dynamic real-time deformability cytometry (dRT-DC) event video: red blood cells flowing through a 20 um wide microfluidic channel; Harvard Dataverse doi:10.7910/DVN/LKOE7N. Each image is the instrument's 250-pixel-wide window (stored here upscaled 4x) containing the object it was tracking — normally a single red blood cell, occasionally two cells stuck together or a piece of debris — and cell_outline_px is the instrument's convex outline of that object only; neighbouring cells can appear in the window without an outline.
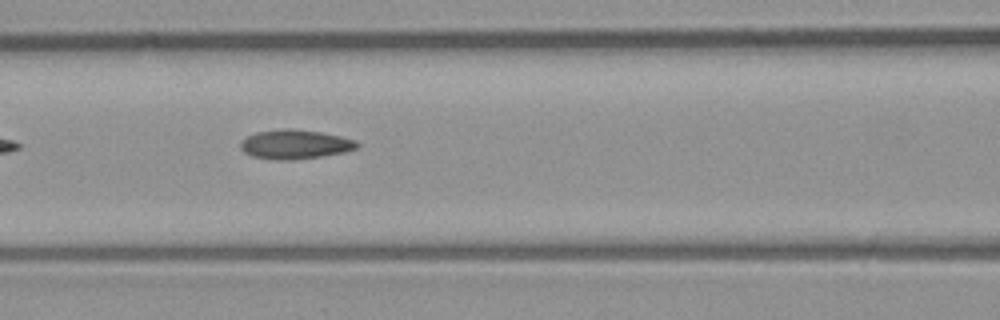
{"species": "common noctule bat (a hibernating species)", "species_latin": "Nyctalus noctula", "temperature_condition": "room temperature", "stored_images_in_passage": 6, "camera_frame_rate_fps": 3000, "um_per_image_px": 0.085, "animal": {"sex": "male", "body_mass_g": 23.1, "forearm_length_mm": 52.7}, "frame": {"image": 1, "passage_image": 5, "time_ms": 1.333, "image_size_px": [1000, 320], "cell_outline_px": [[360, 144], [356, 148], [344, 152], [320, 156], [292, 160], [276, 160], [252, 156], [244, 152], [240, 148], [240, 140], [256, 132], [284, 128], [292, 128], [320, 132], [340, 136], [356, 140]], "centroid_in_image_um": [25.05, 12.26], "position_along_channel_um": 141.5, "area_um2": 19.88}}
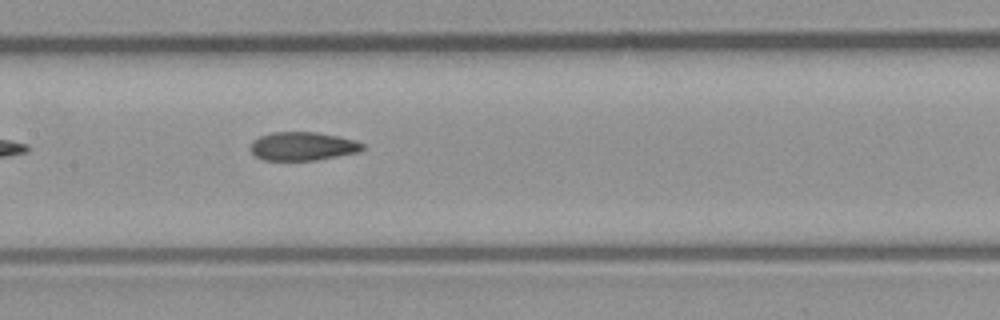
{"frame": {"image": 2, "passage_image": 6, "time_ms": 1.667, "image_size_px": [1000, 320], "cell_outline_px": [[364, 148], [360, 152], [316, 160], [264, 160], [256, 156], [248, 148], [252, 140], [260, 136], [272, 132], [316, 132], [356, 140], [364, 144]], "centroid_in_image_um": [25.72, 12.43], "position_along_channel_um": 181.7, "area_um2": 18.73}}